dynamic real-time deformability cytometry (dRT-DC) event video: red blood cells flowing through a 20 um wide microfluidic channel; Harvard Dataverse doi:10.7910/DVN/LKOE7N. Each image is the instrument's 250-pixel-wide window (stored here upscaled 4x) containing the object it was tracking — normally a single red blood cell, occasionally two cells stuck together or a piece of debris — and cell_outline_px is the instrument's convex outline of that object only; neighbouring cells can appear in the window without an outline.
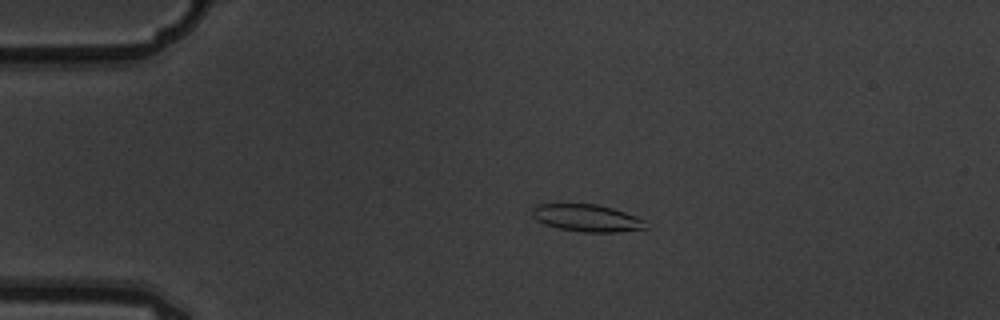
{"species": "common noctule bat (a hibernating species)", "species_latin": "Nyctalus noctula", "temperature_condition": "warm", "stored_images_in_passage": 6, "camera_frame_rate_fps": 3000, "um_per_image_px": 0.085, "animal": {"sex": "male", "body_mass_g": 19.5, "forearm_length_mm": 54.6}, "frame": {"image": 1, "passage_image": 3, "time_ms": 0.667, "image_size_px": [1000, 320], "cell_outline_px": [[648, 228], [616, 232], [580, 232], [560, 228], [544, 224], [536, 220], [532, 216], [532, 208], [536, 204], [596, 204], [612, 208], [624, 212], [644, 220]], "centroid_in_image_um": [49.85, 18.53], "position_along_channel_um": 35.1, "area_um2": 17.92}}
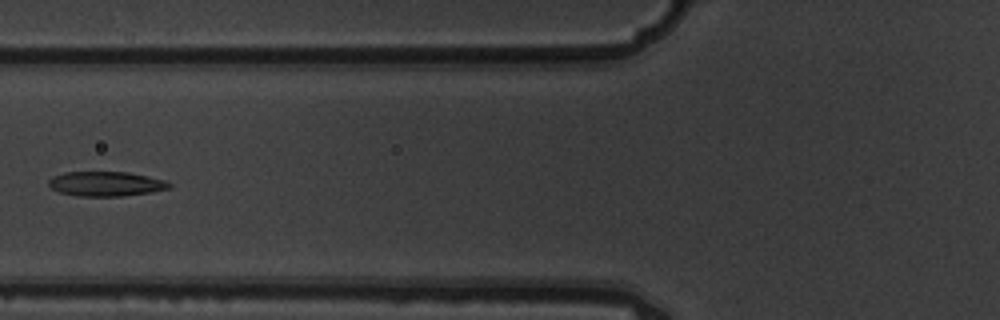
{"frame": {"image": 2, "passage_image": 5, "time_ms": 1.333, "image_size_px": [1000, 320], "cell_outline_px": [[172, 188], [152, 192], [120, 196], [76, 196], [60, 192], [52, 188], [48, 184], [48, 180], [52, 176], [64, 172], [128, 172], [148, 176], [164, 180], [172, 184]], "centroid_in_image_um": [9.01, 15.62], "position_along_channel_um": 116.8, "area_um2": 17.4}}
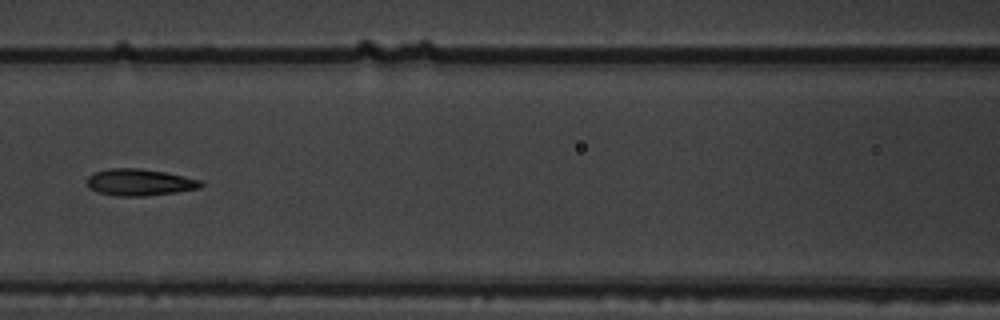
{"frame": {"image": 3, "passage_image": 6, "time_ms": 1.667, "image_size_px": [1000, 320], "cell_outline_px": [[204, 184], [200, 188], [176, 192], [144, 196], [116, 196], [100, 192], [88, 188], [84, 180], [92, 172], [108, 168], [140, 168], [164, 172], [184, 176], [200, 180]], "centroid_in_image_um": [11.8, 15.49], "position_along_channel_um": 154.8, "area_um2": 17.92}}